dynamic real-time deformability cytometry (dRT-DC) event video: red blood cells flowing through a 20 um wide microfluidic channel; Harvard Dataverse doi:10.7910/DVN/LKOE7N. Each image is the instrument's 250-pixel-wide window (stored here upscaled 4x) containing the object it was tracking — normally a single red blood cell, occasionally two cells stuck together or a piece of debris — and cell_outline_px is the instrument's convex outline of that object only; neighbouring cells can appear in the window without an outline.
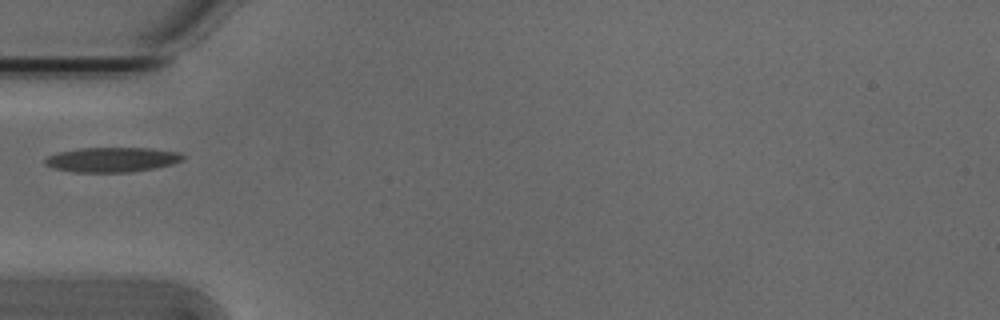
{"species": "Egyptian fruit bat (a non-hibernating species)", "species_latin": "Rousettus aegyptiacus", "temperature_condition": "cold", "stored_images_in_passage": 1, "camera_frame_rate_fps": 3000, "um_per_image_px": 0.085, "animal": {"sex": "male"}, "frame": {"image": 1, "passage_image": 1, "time_ms": 0.0, "image_size_px": [1000, 320], "cell_outline_px": [[188, 156], [184, 160], [172, 164], [156, 168], [128, 172], [72, 172], [52, 168], [44, 164], [44, 160], [48, 156], [56, 152], [80, 148], [152, 148], [180, 152]], "centroid_in_image_um": [9.55, 13.56], "position_along_channel_um": 75.4, "area_um2": 20.23}}